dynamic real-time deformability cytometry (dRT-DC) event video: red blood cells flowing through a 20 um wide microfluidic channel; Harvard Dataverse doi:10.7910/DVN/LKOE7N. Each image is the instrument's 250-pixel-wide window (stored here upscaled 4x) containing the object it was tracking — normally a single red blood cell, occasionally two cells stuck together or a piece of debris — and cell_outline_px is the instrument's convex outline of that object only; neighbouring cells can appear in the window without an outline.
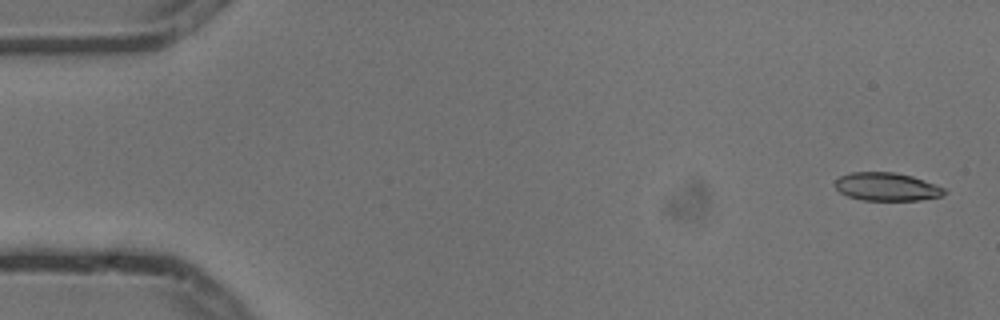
{"species": "common noctule bat (a hibernating species)", "species_latin": "Nyctalus noctula", "temperature_condition": "cold", "stored_images_in_passage": 4, "camera_frame_rate_fps": 3000, "um_per_image_px": 0.085, "animal": {"sex": "male", "body_mass_g": 13.3}, "frame": {"image": 1, "passage_image": 1, "time_ms": 0.0, "image_size_px": [1000, 320], "cell_outline_px": [[948, 192], [944, 196], [920, 200], [860, 200], [848, 196], [840, 192], [836, 188], [836, 180], [840, 176], [852, 172], [892, 172], [912, 176], [936, 184], [944, 188]], "centroid_in_image_um": [75.41, 15.88], "position_along_channel_um": 9.6, "area_um2": 17.98}}